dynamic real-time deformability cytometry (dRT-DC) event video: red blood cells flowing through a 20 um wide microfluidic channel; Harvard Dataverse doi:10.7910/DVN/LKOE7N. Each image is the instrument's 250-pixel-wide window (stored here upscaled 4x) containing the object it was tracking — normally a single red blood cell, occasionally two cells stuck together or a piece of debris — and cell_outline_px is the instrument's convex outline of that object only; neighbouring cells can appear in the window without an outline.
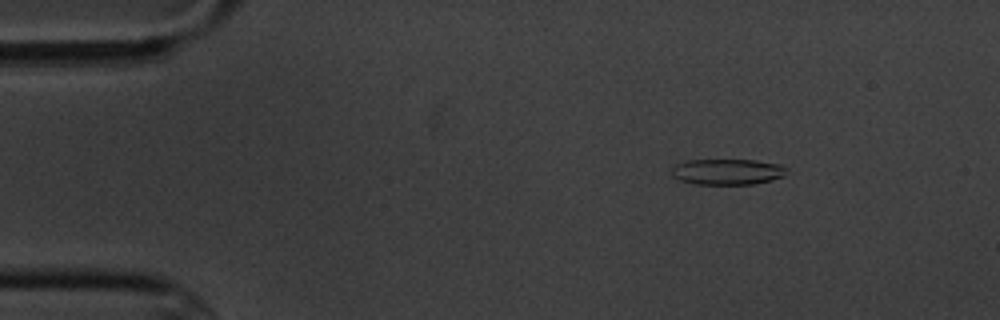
{"species": "common noctule bat (a hibernating species)", "species_latin": "Nyctalus noctula", "temperature_condition": "cold", "stored_images_in_passage": 10, "camera_frame_rate_fps": 3000, "um_per_image_px": 0.085, "animal": {"sex": "male", "body_mass_g": 20.1, "forearm_length_mm": 53.5}, "frame": {"image": 1, "passage_image": 2, "time_ms": 1.333, "image_size_px": [1000, 320], "cell_outline_px": [[788, 168], [784, 176], [772, 180], [756, 184], [696, 184], [680, 180], [672, 176], [672, 168], [676, 164], [688, 160], [756, 160], [780, 164]], "centroid_in_image_um": [61.86, 14.6], "position_along_channel_um": 23.1, "area_um2": 17.4}}
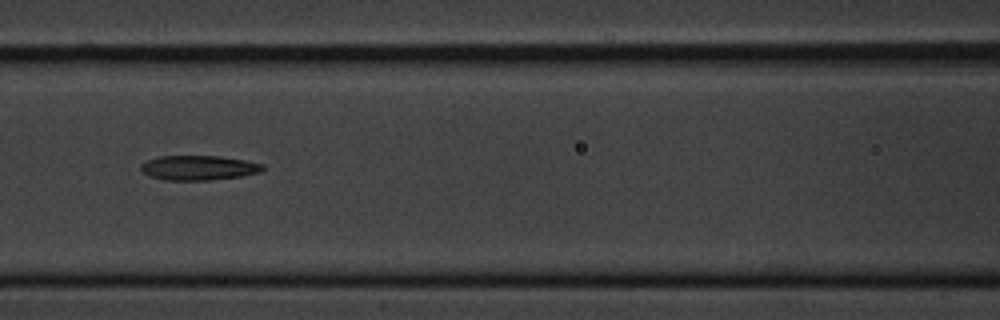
{"frame": {"image": 2, "passage_image": 7, "time_ms": 7.0, "image_size_px": [1000, 320], "cell_outline_px": [[264, 168], [260, 172], [240, 176], [208, 180], [164, 180], [148, 176], [140, 168], [140, 164], [148, 160], [160, 156], [220, 156], [244, 160], [264, 164]], "centroid_in_image_um": [16.86, 14.26], "position_along_channel_um": 149.7, "area_um2": 17.46}}
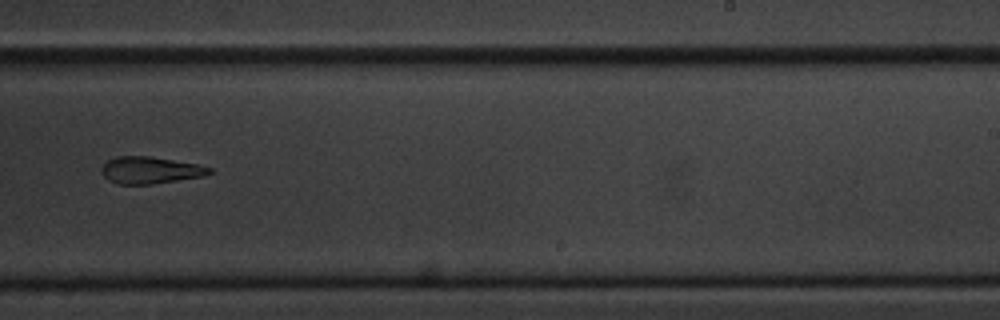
{"frame": {"image": 3, "passage_image": 10, "time_ms": 10.667, "image_size_px": [1000, 320], "cell_outline_px": [[212, 172], [204, 176], [152, 184], [116, 184], [108, 180], [100, 172], [100, 168], [108, 160], [116, 156], [148, 156], [196, 164], [212, 168]], "centroid_in_image_um": [12.72, 14.47], "position_along_channel_um": 276.3, "area_um2": 16.88}}